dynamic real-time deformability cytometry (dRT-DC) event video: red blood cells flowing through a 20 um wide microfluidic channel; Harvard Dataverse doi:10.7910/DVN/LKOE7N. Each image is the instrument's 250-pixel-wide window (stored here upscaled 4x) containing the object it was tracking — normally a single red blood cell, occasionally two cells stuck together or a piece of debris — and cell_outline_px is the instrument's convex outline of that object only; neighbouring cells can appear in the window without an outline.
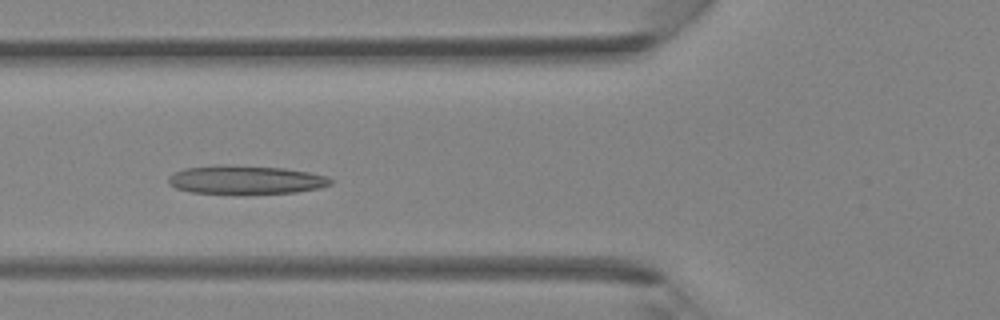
{"species": "Egyptian fruit bat (a non-hibernating species)", "species_latin": "Rousettus aegyptiacus", "temperature_condition": "room temperature", "stored_images_in_passage": 39, "camera_frame_rate_fps": 3000, "um_per_image_px": 0.085, "animal": {"sex": "female"}, "frame": {"image": 1, "passage_image": 14, "time_ms": 4.333, "image_size_px": [1000, 320], "cell_outline_px": [[332, 184], [320, 188], [296, 192], [244, 196], [192, 192], [176, 188], [168, 184], [168, 176], [172, 172], [184, 168], [224, 164], [284, 168], [308, 172], [328, 176], [332, 180]], "centroid_in_image_um": [20.86, 15.31], "position_along_channel_um": 104.9, "area_um2": 28.09}}
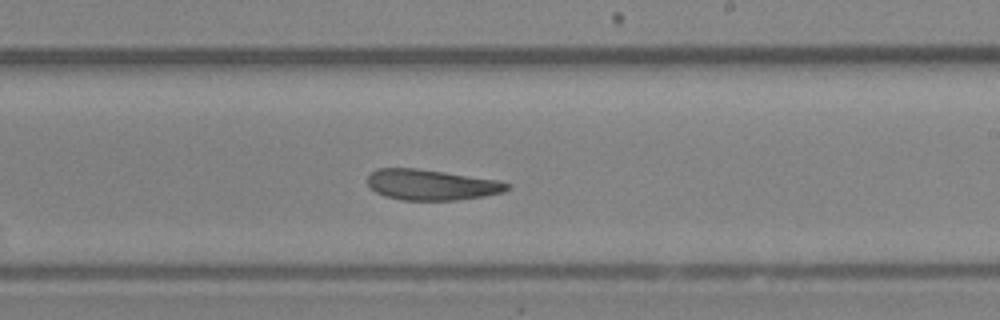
{"frame": {"image": 2, "passage_image": 23, "time_ms": 7.333, "image_size_px": [1000, 320], "cell_outline_px": [[508, 188], [504, 192], [484, 196], [456, 200], [404, 200], [384, 196], [376, 192], [368, 184], [368, 176], [376, 168], [416, 168], [444, 172], [496, 180], [508, 184]], "centroid_in_image_um": [36.63, 15.71], "position_along_channel_um": 252.4, "area_um2": 24.62}}
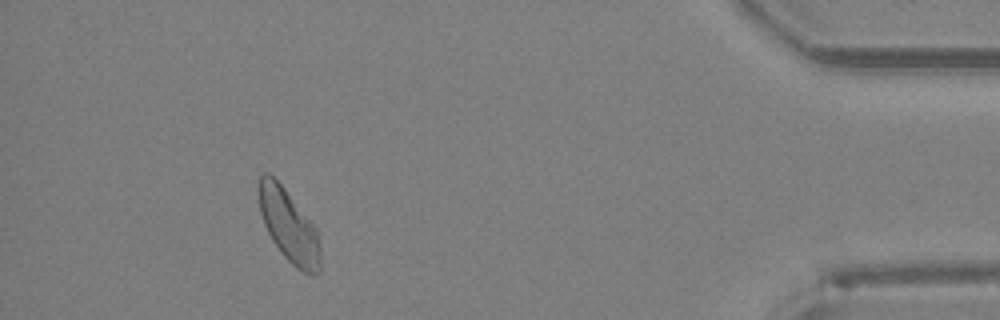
{"frame": {"image": 3, "passage_image": 36, "time_ms": 11.667, "image_size_px": [1000, 320], "cell_outline_px": [[320, 272], [312, 276], [296, 268], [284, 256], [272, 240], [264, 224], [260, 212], [256, 188], [260, 176], [264, 172], [268, 172], [284, 188], [316, 228], [320, 248]], "centroid_in_image_um": [24.52, 19.19], "position_along_channel_um": 410.7, "area_um2": 25.95}}